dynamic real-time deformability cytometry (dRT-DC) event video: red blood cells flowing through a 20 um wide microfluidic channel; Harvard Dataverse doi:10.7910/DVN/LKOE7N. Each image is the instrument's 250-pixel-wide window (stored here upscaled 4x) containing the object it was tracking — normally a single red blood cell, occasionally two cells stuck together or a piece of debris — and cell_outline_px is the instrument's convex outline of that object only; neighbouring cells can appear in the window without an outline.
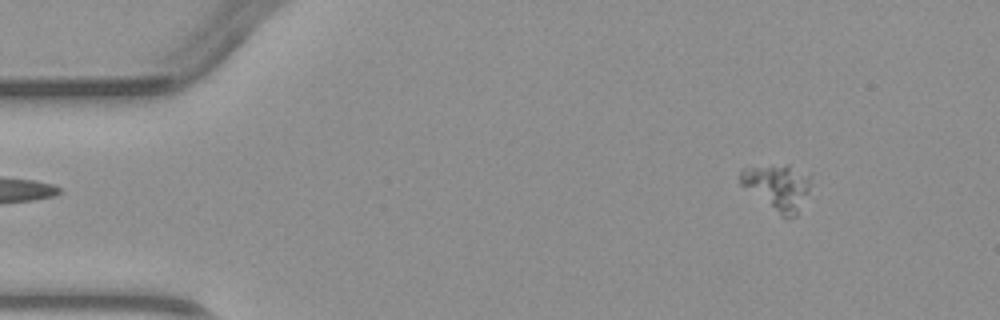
{"species": "common noctule bat (a hibernating species)", "species_latin": "Nyctalus noctula", "temperature_condition": "warm", "stored_images_in_passage": 4, "camera_frame_rate_fps": 3000, "um_per_image_px": 0.085, "animal": {"sex": "male", "body_mass_g": 23.1, "forearm_length_mm": 52.7}, "frame": {"image": 1, "passage_image": 1, "time_ms": 0.0, "image_size_px": [1000, 320], "cell_outline_px": [[808, 192], [796, 216], [784, 220], [740, 184], [740, 172], [744, 168], [788, 164], [808, 176]], "centroid_in_image_um": [66.06, 15.95], "position_along_channel_um": 18.9, "area_um2": 18.55}}